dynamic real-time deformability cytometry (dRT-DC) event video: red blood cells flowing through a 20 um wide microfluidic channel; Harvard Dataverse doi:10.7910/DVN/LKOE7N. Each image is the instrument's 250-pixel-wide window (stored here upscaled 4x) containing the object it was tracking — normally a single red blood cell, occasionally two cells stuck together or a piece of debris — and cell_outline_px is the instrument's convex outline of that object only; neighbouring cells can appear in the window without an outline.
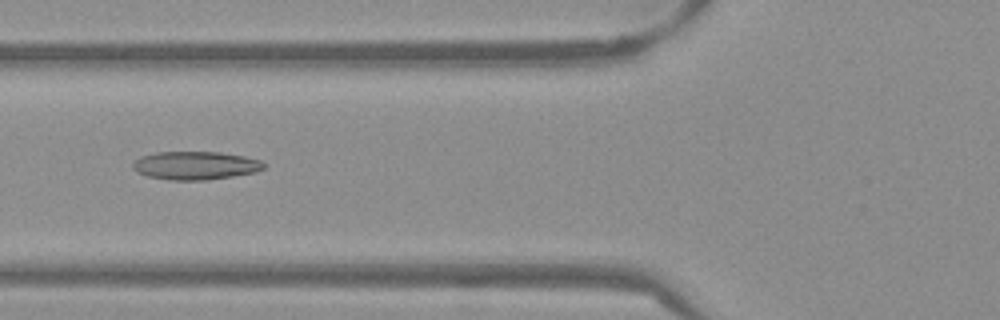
{"species": "Egyptian fruit bat (a non-hibernating species)", "species_latin": "Rousettus aegyptiacus", "temperature_condition": "warm", "stored_images_in_passage": 50, "camera_frame_rate_fps": 3000, "um_per_image_px": 0.085, "frame": {"image": 1, "passage_image": 20, "time_ms": 6.333, "image_size_px": [1000, 320], "cell_outline_px": [[264, 168], [256, 172], [208, 180], [168, 180], [148, 176], [136, 172], [132, 168], [132, 164], [140, 156], [156, 152], [220, 152], [244, 156], [260, 160], [264, 164]], "centroid_in_image_um": [16.58, 14.07], "position_along_channel_um": 109.2, "area_um2": 21.62}}
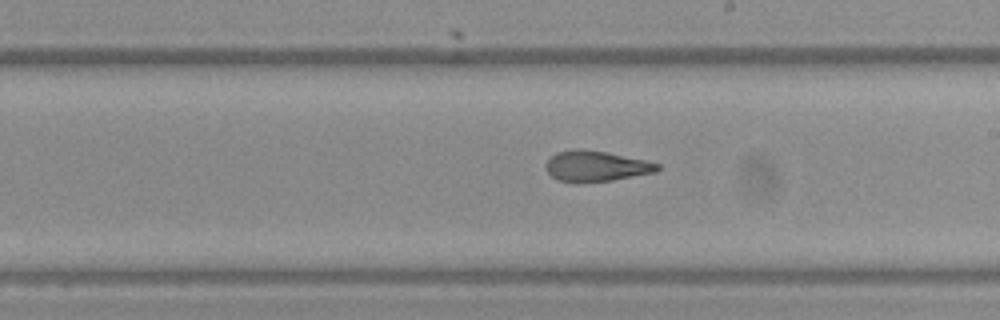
{"frame": {"image": 2, "passage_image": 30, "time_ms": 9.667, "image_size_px": [1000, 320], "cell_outline_px": [[660, 168], [656, 172], [612, 180], [576, 184], [556, 180], [548, 172], [548, 160], [556, 152], [576, 148], [580, 148], [608, 152], [648, 160], [660, 164]], "centroid_in_image_um": [50.69, 14.13], "position_along_channel_um": 238.3, "area_um2": 20.23}}
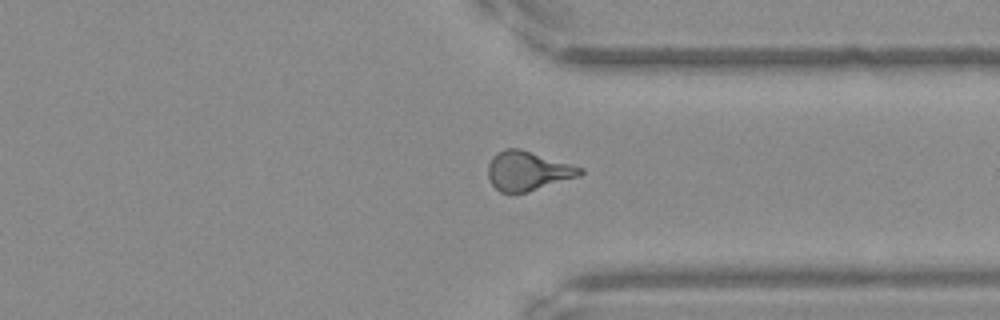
{"frame": {"image": 3, "passage_image": 40, "time_ms": 13.0, "image_size_px": [1000, 320], "cell_outline_px": [[584, 172], [580, 176], [528, 192], [500, 192], [492, 184], [488, 176], [488, 164], [492, 156], [496, 152], [504, 148], [520, 148], [584, 168]], "centroid_in_image_um": [44.86, 14.51], "position_along_channel_um": 366.5, "area_um2": 21.15}, "authors_computed_cell_mechanics": {"area_um2": 20.9814, "velocity_mm_per_s": 3.8626, "shape_relaxation_time_tau1_ms": null, "shape_relaxation_time_tau2_ms": 1.7369, "deformation_change_tau1": null, "deformation_change_tau2": 0.0944}}